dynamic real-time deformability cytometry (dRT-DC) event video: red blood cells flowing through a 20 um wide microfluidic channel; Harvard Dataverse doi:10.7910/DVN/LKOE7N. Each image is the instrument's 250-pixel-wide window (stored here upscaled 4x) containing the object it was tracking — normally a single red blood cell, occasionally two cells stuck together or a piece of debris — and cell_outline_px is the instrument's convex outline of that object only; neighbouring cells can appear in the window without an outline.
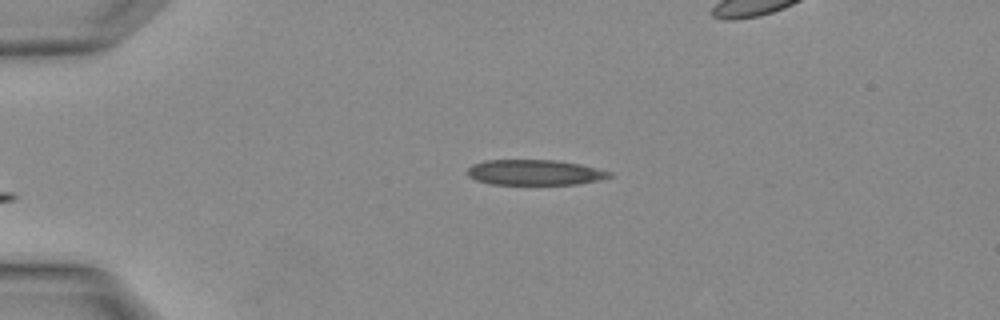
{"species": "Egyptian fruit bat (a non-hibernating species)", "species_latin": "Rousettus aegyptiacus", "temperature_condition": "warm", "stored_images_in_passage": 2, "camera_frame_rate_fps": 3000, "um_per_image_px": 0.085, "animal": {"sex": "female"}, "frame": {"image": 1, "passage_image": 2, "time_ms": 0.333, "image_size_px": [1000, 320], "cell_outline_px": [[612, 176], [600, 180], [580, 184], [492, 184], [476, 180], [468, 176], [464, 172], [472, 164], [484, 160], [556, 160], [580, 164], [612, 172]], "centroid_in_image_um": [45.43, 14.65], "position_along_channel_um": 39.6, "area_um2": 21.15}}